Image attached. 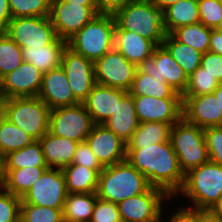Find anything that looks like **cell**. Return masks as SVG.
Masks as SVG:
<instances>
[{"instance_id": "cell-1", "label": "cell", "mask_w": 222, "mask_h": 222, "mask_svg": "<svg viewBox=\"0 0 222 222\" xmlns=\"http://www.w3.org/2000/svg\"><path fill=\"white\" fill-rule=\"evenodd\" d=\"M126 161L148 180L152 187L163 189L169 196L178 193L185 175L170 141L126 149Z\"/></svg>"}, {"instance_id": "cell-2", "label": "cell", "mask_w": 222, "mask_h": 222, "mask_svg": "<svg viewBox=\"0 0 222 222\" xmlns=\"http://www.w3.org/2000/svg\"><path fill=\"white\" fill-rule=\"evenodd\" d=\"M114 18L115 30L133 31L156 46L162 45L166 36L164 11L152 0H133L119 10Z\"/></svg>"}, {"instance_id": "cell-3", "label": "cell", "mask_w": 222, "mask_h": 222, "mask_svg": "<svg viewBox=\"0 0 222 222\" xmlns=\"http://www.w3.org/2000/svg\"><path fill=\"white\" fill-rule=\"evenodd\" d=\"M151 185L128 161L113 164L99 174L97 197L113 203L145 193Z\"/></svg>"}, {"instance_id": "cell-4", "label": "cell", "mask_w": 222, "mask_h": 222, "mask_svg": "<svg viewBox=\"0 0 222 222\" xmlns=\"http://www.w3.org/2000/svg\"><path fill=\"white\" fill-rule=\"evenodd\" d=\"M116 22L113 15L97 14L68 41V47L95 63L114 48Z\"/></svg>"}, {"instance_id": "cell-5", "label": "cell", "mask_w": 222, "mask_h": 222, "mask_svg": "<svg viewBox=\"0 0 222 222\" xmlns=\"http://www.w3.org/2000/svg\"><path fill=\"white\" fill-rule=\"evenodd\" d=\"M170 142L184 175L209 161L203 128L187 122L183 117L172 126Z\"/></svg>"}, {"instance_id": "cell-6", "label": "cell", "mask_w": 222, "mask_h": 222, "mask_svg": "<svg viewBox=\"0 0 222 222\" xmlns=\"http://www.w3.org/2000/svg\"><path fill=\"white\" fill-rule=\"evenodd\" d=\"M51 109L39 97L8 98L2 115L35 140L49 131Z\"/></svg>"}, {"instance_id": "cell-7", "label": "cell", "mask_w": 222, "mask_h": 222, "mask_svg": "<svg viewBox=\"0 0 222 222\" xmlns=\"http://www.w3.org/2000/svg\"><path fill=\"white\" fill-rule=\"evenodd\" d=\"M179 192L188 195L195 208L209 210L222 196V166L208 161L191 169Z\"/></svg>"}, {"instance_id": "cell-8", "label": "cell", "mask_w": 222, "mask_h": 222, "mask_svg": "<svg viewBox=\"0 0 222 222\" xmlns=\"http://www.w3.org/2000/svg\"><path fill=\"white\" fill-rule=\"evenodd\" d=\"M94 123L83 103L51 110L49 131L57 136L83 142Z\"/></svg>"}, {"instance_id": "cell-9", "label": "cell", "mask_w": 222, "mask_h": 222, "mask_svg": "<svg viewBox=\"0 0 222 222\" xmlns=\"http://www.w3.org/2000/svg\"><path fill=\"white\" fill-rule=\"evenodd\" d=\"M98 13L97 5H80L51 0L49 18L59 39L68 41Z\"/></svg>"}, {"instance_id": "cell-10", "label": "cell", "mask_w": 222, "mask_h": 222, "mask_svg": "<svg viewBox=\"0 0 222 222\" xmlns=\"http://www.w3.org/2000/svg\"><path fill=\"white\" fill-rule=\"evenodd\" d=\"M4 32L21 48L43 47L58 39L49 16L12 18Z\"/></svg>"}, {"instance_id": "cell-11", "label": "cell", "mask_w": 222, "mask_h": 222, "mask_svg": "<svg viewBox=\"0 0 222 222\" xmlns=\"http://www.w3.org/2000/svg\"><path fill=\"white\" fill-rule=\"evenodd\" d=\"M96 84L129 91L137 66L115 47L94 63Z\"/></svg>"}, {"instance_id": "cell-12", "label": "cell", "mask_w": 222, "mask_h": 222, "mask_svg": "<svg viewBox=\"0 0 222 222\" xmlns=\"http://www.w3.org/2000/svg\"><path fill=\"white\" fill-rule=\"evenodd\" d=\"M137 68L141 72L151 75L156 81L166 82L181 96L187 88V74L163 45L156 46L153 54Z\"/></svg>"}, {"instance_id": "cell-13", "label": "cell", "mask_w": 222, "mask_h": 222, "mask_svg": "<svg viewBox=\"0 0 222 222\" xmlns=\"http://www.w3.org/2000/svg\"><path fill=\"white\" fill-rule=\"evenodd\" d=\"M62 169L48 168L41 178L21 198V204L63 209L67 197Z\"/></svg>"}, {"instance_id": "cell-14", "label": "cell", "mask_w": 222, "mask_h": 222, "mask_svg": "<svg viewBox=\"0 0 222 222\" xmlns=\"http://www.w3.org/2000/svg\"><path fill=\"white\" fill-rule=\"evenodd\" d=\"M165 197L169 195L163 189L151 186L145 193L118 203L122 222H159Z\"/></svg>"}, {"instance_id": "cell-15", "label": "cell", "mask_w": 222, "mask_h": 222, "mask_svg": "<svg viewBox=\"0 0 222 222\" xmlns=\"http://www.w3.org/2000/svg\"><path fill=\"white\" fill-rule=\"evenodd\" d=\"M61 66L74 97L82 103L96 85L94 63L67 46Z\"/></svg>"}, {"instance_id": "cell-16", "label": "cell", "mask_w": 222, "mask_h": 222, "mask_svg": "<svg viewBox=\"0 0 222 222\" xmlns=\"http://www.w3.org/2000/svg\"><path fill=\"white\" fill-rule=\"evenodd\" d=\"M139 123L161 122L175 124L182 118V98L133 96Z\"/></svg>"}, {"instance_id": "cell-17", "label": "cell", "mask_w": 222, "mask_h": 222, "mask_svg": "<svg viewBox=\"0 0 222 222\" xmlns=\"http://www.w3.org/2000/svg\"><path fill=\"white\" fill-rule=\"evenodd\" d=\"M85 141L103 167L126 160V143L103 124H94Z\"/></svg>"}, {"instance_id": "cell-18", "label": "cell", "mask_w": 222, "mask_h": 222, "mask_svg": "<svg viewBox=\"0 0 222 222\" xmlns=\"http://www.w3.org/2000/svg\"><path fill=\"white\" fill-rule=\"evenodd\" d=\"M43 72L33 64L22 62L19 67L1 78L6 99L38 97Z\"/></svg>"}, {"instance_id": "cell-19", "label": "cell", "mask_w": 222, "mask_h": 222, "mask_svg": "<svg viewBox=\"0 0 222 222\" xmlns=\"http://www.w3.org/2000/svg\"><path fill=\"white\" fill-rule=\"evenodd\" d=\"M182 117L200 128L216 127L222 124L219 98L214 93L194 97H182Z\"/></svg>"}, {"instance_id": "cell-20", "label": "cell", "mask_w": 222, "mask_h": 222, "mask_svg": "<svg viewBox=\"0 0 222 222\" xmlns=\"http://www.w3.org/2000/svg\"><path fill=\"white\" fill-rule=\"evenodd\" d=\"M38 97L51 110L80 103L72 93L62 66L43 73Z\"/></svg>"}, {"instance_id": "cell-21", "label": "cell", "mask_w": 222, "mask_h": 222, "mask_svg": "<svg viewBox=\"0 0 222 222\" xmlns=\"http://www.w3.org/2000/svg\"><path fill=\"white\" fill-rule=\"evenodd\" d=\"M127 91L96 84L82 102L94 124H103L114 114Z\"/></svg>"}, {"instance_id": "cell-22", "label": "cell", "mask_w": 222, "mask_h": 222, "mask_svg": "<svg viewBox=\"0 0 222 222\" xmlns=\"http://www.w3.org/2000/svg\"><path fill=\"white\" fill-rule=\"evenodd\" d=\"M48 168L64 169L71 165L79 142L60 137L48 131L40 140Z\"/></svg>"}, {"instance_id": "cell-23", "label": "cell", "mask_w": 222, "mask_h": 222, "mask_svg": "<svg viewBox=\"0 0 222 222\" xmlns=\"http://www.w3.org/2000/svg\"><path fill=\"white\" fill-rule=\"evenodd\" d=\"M114 47L128 61L138 66L153 54L156 45L133 31L115 30Z\"/></svg>"}, {"instance_id": "cell-24", "label": "cell", "mask_w": 222, "mask_h": 222, "mask_svg": "<svg viewBox=\"0 0 222 222\" xmlns=\"http://www.w3.org/2000/svg\"><path fill=\"white\" fill-rule=\"evenodd\" d=\"M68 46L66 40L57 39L53 44L43 47L22 48L23 61L33 64L43 73L61 66L63 53Z\"/></svg>"}, {"instance_id": "cell-25", "label": "cell", "mask_w": 222, "mask_h": 222, "mask_svg": "<svg viewBox=\"0 0 222 222\" xmlns=\"http://www.w3.org/2000/svg\"><path fill=\"white\" fill-rule=\"evenodd\" d=\"M103 125L127 143L139 126L133 96L128 93Z\"/></svg>"}, {"instance_id": "cell-26", "label": "cell", "mask_w": 222, "mask_h": 222, "mask_svg": "<svg viewBox=\"0 0 222 222\" xmlns=\"http://www.w3.org/2000/svg\"><path fill=\"white\" fill-rule=\"evenodd\" d=\"M48 167H26L16 170H1V188L14 196L22 198L41 178Z\"/></svg>"}, {"instance_id": "cell-27", "label": "cell", "mask_w": 222, "mask_h": 222, "mask_svg": "<svg viewBox=\"0 0 222 222\" xmlns=\"http://www.w3.org/2000/svg\"><path fill=\"white\" fill-rule=\"evenodd\" d=\"M68 193H96L102 170L71 164L62 169Z\"/></svg>"}, {"instance_id": "cell-28", "label": "cell", "mask_w": 222, "mask_h": 222, "mask_svg": "<svg viewBox=\"0 0 222 222\" xmlns=\"http://www.w3.org/2000/svg\"><path fill=\"white\" fill-rule=\"evenodd\" d=\"M200 22L198 0H183L164 10L166 34L175 29Z\"/></svg>"}, {"instance_id": "cell-29", "label": "cell", "mask_w": 222, "mask_h": 222, "mask_svg": "<svg viewBox=\"0 0 222 222\" xmlns=\"http://www.w3.org/2000/svg\"><path fill=\"white\" fill-rule=\"evenodd\" d=\"M26 167H47L39 140L33 141L20 150L6 154L1 159V170H16Z\"/></svg>"}, {"instance_id": "cell-30", "label": "cell", "mask_w": 222, "mask_h": 222, "mask_svg": "<svg viewBox=\"0 0 222 222\" xmlns=\"http://www.w3.org/2000/svg\"><path fill=\"white\" fill-rule=\"evenodd\" d=\"M174 124L161 122H142L126 143V149H142V146L170 141V132Z\"/></svg>"}, {"instance_id": "cell-31", "label": "cell", "mask_w": 222, "mask_h": 222, "mask_svg": "<svg viewBox=\"0 0 222 222\" xmlns=\"http://www.w3.org/2000/svg\"><path fill=\"white\" fill-rule=\"evenodd\" d=\"M96 193H68L63 206V220L90 222L97 201Z\"/></svg>"}, {"instance_id": "cell-32", "label": "cell", "mask_w": 222, "mask_h": 222, "mask_svg": "<svg viewBox=\"0 0 222 222\" xmlns=\"http://www.w3.org/2000/svg\"><path fill=\"white\" fill-rule=\"evenodd\" d=\"M128 93L131 96H152L157 98H182L166 82L156 81L151 75L138 68Z\"/></svg>"}, {"instance_id": "cell-33", "label": "cell", "mask_w": 222, "mask_h": 222, "mask_svg": "<svg viewBox=\"0 0 222 222\" xmlns=\"http://www.w3.org/2000/svg\"><path fill=\"white\" fill-rule=\"evenodd\" d=\"M35 139L0 113V158L20 150Z\"/></svg>"}, {"instance_id": "cell-34", "label": "cell", "mask_w": 222, "mask_h": 222, "mask_svg": "<svg viewBox=\"0 0 222 222\" xmlns=\"http://www.w3.org/2000/svg\"><path fill=\"white\" fill-rule=\"evenodd\" d=\"M162 45L182 67L187 76H190L199 66H201L203 53L180 43L171 34H166Z\"/></svg>"}, {"instance_id": "cell-35", "label": "cell", "mask_w": 222, "mask_h": 222, "mask_svg": "<svg viewBox=\"0 0 222 222\" xmlns=\"http://www.w3.org/2000/svg\"><path fill=\"white\" fill-rule=\"evenodd\" d=\"M211 28L201 22L175 29L171 35L180 43L190 46L201 53L209 51Z\"/></svg>"}, {"instance_id": "cell-36", "label": "cell", "mask_w": 222, "mask_h": 222, "mask_svg": "<svg viewBox=\"0 0 222 222\" xmlns=\"http://www.w3.org/2000/svg\"><path fill=\"white\" fill-rule=\"evenodd\" d=\"M23 62L22 48L5 32H0V79Z\"/></svg>"}, {"instance_id": "cell-37", "label": "cell", "mask_w": 222, "mask_h": 222, "mask_svg": "<svg viewBox=\"0 0 222 222\" xmlns=\"http://www.w3.org/2000/svg\"><path fill=\"white\" fill-rule=\"evenodd\" d=\"M219 85L220 83L214 76H211L206 72V69L199 66L188 76V85L182 97H194L213 93Z\"/></svg>"}, {"instance_id": "cell-38", "label": "cell", "mask_w": 222, "mask_h": 222, "mask_svg": "<svg viewBox=\"0 0 222 222\" xmlns=\"http://www.w3.org/2000/svg\"><path fill=\"white\" fill-rule=\"evenodd\" d=\"M12 18L48 17L51 0H8Z\"/></svg>"}, {"instance_id": "cell-39", "label": "cell", "mask_w": 222, "mask_h": 222, "mask_svg": "<svg viewBox=\"0 0 222 222\" xmlns=\"http://www.w3.org/2000/svg\"><path fill=\"white\" fill-rule=\"evenodd\" d=\"M62 210L33 204H21L20 222H63Z\"/></svg>"}, {"instance_id": "cell-40", "label": "cell", "mask_w": 222, "mask_h": 222, "mask_svg": "<svg viewBox=\"0 0 222 222\" xmlns=\"http://www.w3.org/2000/svg\"><path fill=\"white\" fill-rule=\"evenodd\" d=\"M200 22L215 29L222 20L221 0H198Z\"/></svg>"}, {"instance_id": "cell-41", "label": "cell", "mask_w": 222, "mask_h": 222, "mask_svg": "<svg viewBox=\"0 0 222 222\" xmlns=\"http://www.w3.org/2000/svg\"><path fill=\"white\" fill-rule=\"evenodd\" d=\"M20 205V197L0 191V222H20Z\"/></svg>"}, {"instance_id": "cell-42", "label": "cell", "mask_w": 222, "mask_h": 222, "mask_svg": "<svg viewBox=\"0 0 222 222\" xmlns=\"http://www.w3.org/2000/svg\"><path fill=\"white\" fill-rule=\"evenodd\" d=\"M203 130L209 161L222 166V127H207Z\"/></svg>"}, {"instance_id": "cell-43", "label": "cell", "mask_w": 222, "mask_h": 222, "mask_svg": "<svg viewBox=\"0 0 222 222\" xmlns=\"http://www.w3.org/2000/svg\"><path fill=\"white\" fill-rule=\"evenodd\" d=\"M90 222H122L117 204L97 198Z\"/></svg>"}, {"instance_id": "cell-44", "label": "cell", "mask_w": 222, "mask_h": 222, "mask_svg": "<svg viewBox=\"0 0 222 222\" xmlns=\"http://www.w3.org/2000/svg\"><path fill=\"white\" fill-rule=\"evenodd\" d=\"M72 164L84 166L89 169L103 170L97 157L89 148L86 141L79 142L75 149V155Z\"/></svg>"}, {"instance_id": "cell-45", "label": "cell", "mask_w": 222, "mask_h": 222, "mask_svg": "<svg viewBox=\"0 0 222 222\" xmlns=\"http://www.w3.org/2000/svg\"><path fill=\"white\" fill-rule=\"evenodd\" d=\"M201 67L206 69L211 76H214L218 82L222 83V56L212 52H206L202 55Z\"/></svg>"}, {"instance_id": "cell-46", "label": "cell", "mask_w": 222, "mask_h": 222, "mask_svg": "<svg viewBox=\"0 0 222 222\" xmlns=\"http://www.w3.org/2000/svg\"><path fill=\"white\" fill-rule=\"evenodd\" d=\"M133 0H96L98 13L105 15H115Z\"/></svg>"}, {"instance_id": "cell-47", "label": "cell", "mask_w": 222, "mask_h": 222, "mask_svg": "<svg viewBox=\"0 0 222 222\" xmlns=\"http://www.w3.org/2000/svg\"><path fill=\"white\" fill-rule=\"evenodd\" d=\"M198 220V209H186L178 211L171 217L170 222H197Z\"/></svg>"}, {"instance_id": "cell-48", "label": "cell", "mask_w": 222, "mask_h": 222, "mask_svg": "<svg viewBox=\"0 0 222 222\" xmlns=\"http://www.w3.org/2000/svg\"><path fill=\"white\" fill-rule=\"evenodd\" d=\"M11 19L12 14L8 0H0V32H4L7 29Z\"/></svg>"}, {"instance_id": "cell-49", "label": "cell", "mask_w": 222, "mask_h": 222, "mask_svg": "<svg viewBox=\"0 0 222 222\" xmlns=\"http://www.w3.org/2000/svg\"><path fill=\"white\" fill-rule=\"evenodd\" d=\"M209 52L222 56V33L218 32L216 29L211 30Z\"/></svg>"}, {"instance_id": "cell-50", "label": "cell", "mask_w": 222, "mask_h": 222, "mask_svg": "<svg viewBox=\"0 0 222 222\" xmlns=\"http://www.w3.org/2000/svg\"><path fill=\"white\" fill-rule=\"evenodd\" d=\"M197 222H222V220L213 215L209 210L198 209Z\"/></svg>"}, {"instance_id": "cell-51", "label": "cell", "mask_w": 222, "mask_h": 222, "mask_svg": "<svg viewBox=\"0 0 222 222\" xmlns=\"http://www.w3.org/2000/svg\"><path fill=\"white\" fill-rule=\"evenodd\" d=\"M209 211L222 220V196L215 202Z\"/></svg>"}, {"instance_id": "cell-52", "label": "cell", "mask_w": 222, "mask_h": 222, "mask_svg": "<svg viewBox=\"0 0 222 222\" xmlns=\"http://www.w3.org/2000/svg\"><path fill=\"white\" fill-rule=\"evenodd\" d=\"M152 1L159 9L164 11L167 7L171 6L172 4L183 0H152Z\"/></svg>"}, {"instance_id": "cell-53", "label": "cell", "mask_w": 222, "mask_h": 222, "mask_svg": "<svg viewBox=\"0 0 222 222\" xmlns=\"http://www.w3.org/2000/svg\"><path fill=\"white\" fill-rule=\"evenodd\" d=\"M72 4L97 5L96 0H60Z\"/></svg>"}, {"instance_id": "cell-54", "label": "cell", "mask_w": 222, "mask_h": 222, "mask_svg": "<svg viewBox=\"0 0 222 222\" xmlns=\"http://www.w3.org/2000/svg\"><path fill=\"white\" fill-rule=\"evenodd\" d=\"M216 98H219L220 112H222V83L213 91Z\"/></svg>"}, {"instance_id": "cell-55", "label": "cell", "mask_w": 222, "mask_h": 222, "mask_svg": "<svg viewBox=\"0 0 222 222\" xmlns=\"http://www.w3.org/2000/svg\"><path fill=\"white\" fill-rule=\"evenodd\" d=\"M6 97L4 95L3 89H2V82L0 79V113H2L3 107L5 105Z\"/></svg>"}, {"instance_id": "cell-56", "label": "cell", "mask_w": 222, "mask_h": 222, "mask_svg": "<svg viewBox=\"0 0 222 222\" xmlns=\"http://www.w3.org/2000/svg\"><path fill=\"white\" fill-rule=\"evenodd\" d=\"M218 32L222 33V20L218 24V26L215 28Z\"/></svg>"}, {"instance_id": "cell-57", "label": "cell", "mask_w": 222, "mask_h": 222, "mask_svg": "<svg viewBox=\"0 0 222 222\" xmlns=\"http://www.w3.org/2000/svg\"><path fill=\"white\" fill-rule=\"evenodd\" d=\"M2 184V174H1V158H0V185Z\"/></svg>"}]
</instances>
